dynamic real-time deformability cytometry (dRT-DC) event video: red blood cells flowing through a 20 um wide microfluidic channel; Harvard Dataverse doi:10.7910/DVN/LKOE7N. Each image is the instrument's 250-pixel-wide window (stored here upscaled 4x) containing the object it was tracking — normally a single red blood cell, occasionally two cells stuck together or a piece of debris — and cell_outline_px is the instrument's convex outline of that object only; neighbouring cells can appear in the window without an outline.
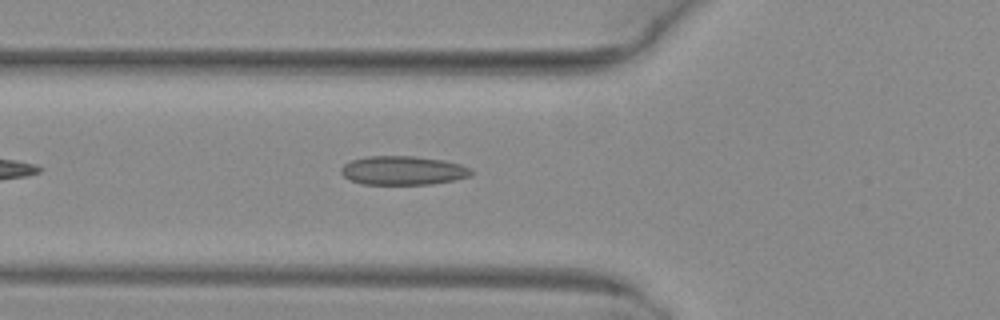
{"species": "common noctule bat (a hibernating species)", "species_latin": "Nyctalus noctula", "temperature_condition": "warm", "stored_images_in_passage": 38, "camera_frame_rate_fps": 3000, "um_per_image_px": 0.085, "animal": {"sex": "female", "body_mass_g": 29.2, "forearm_length_mm": 56.3}, "frame": {"image": 1, "passage_image": 6, "time_ms": 1.667, "image_size_px": [1000, 320], "cell_outline_px": [[472, 176], [432, 184], [364, 184], [348, 180], [340, 172], [340, 168], [344, 164], [352, 160], [368, 156], [416, 156], [444, 160], [460, 164], [472, 168]], "centroid_in_image_um": [34.25, 14.49], "position_along_channel_um": 91.5, "area_um2": 22.02}}
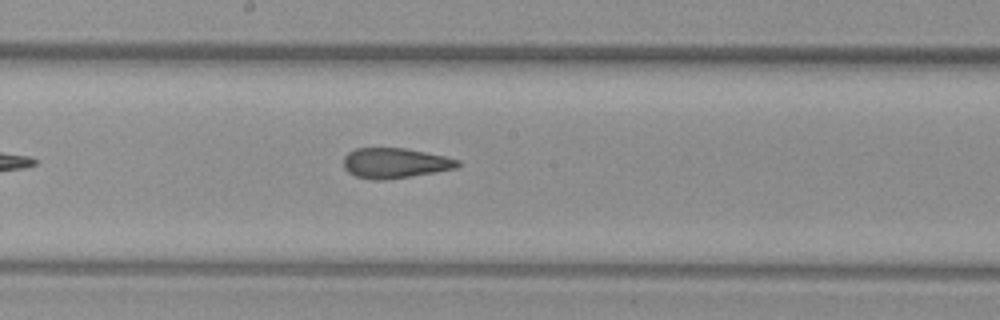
{"frame": {"image": 2, "passage_image": 15, "time_ms": 4.667, "image_size_px": [1000, 320], "cell_outline_px": [[460, 164], [456, 168], [436, 172], [412, 176], [384, 180], [372, 180], [356, 176], [348, 172], [344, 168], [344, 156], [348, 152], [356, 148], [404, 148], [444, 156], [460, 160]], "centroid_in_image_um": [33.56, 13.86], "position_along_channel_um": 214.6, "area_um2": 20.06}}
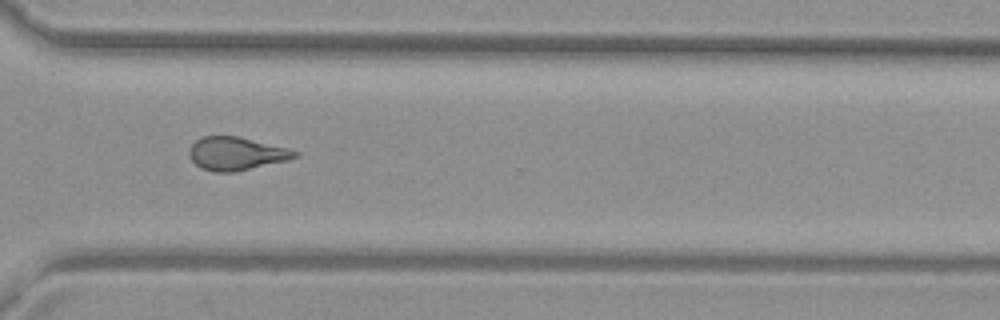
{"frame": {"image": 3, "passage_image": 25, "time_ms": 8.0, "image_size_px": [1000, 320], "cell_outline_px": [[300, 156], [288, 160], [232, 172], [216, 172], [200, 168], [188, 156], [188, 148], [200, 136], [236, 136], [288, 148], [300, 152]], "centroid_in_image_um": [20.06, 13.05], "position_along_channel_um": 350.5, "area_um2": 20.4}, "authors_computed_cell_mechanics": {"area_um2": 20.6346, "velocity_mm_per_s": 4.0959, "shape_relaxation_time_tau1_ms": null, "shape_relaxation_time_tau2_ms": 1.8916, "deformation_change_tau1": null, "deformation_change_tau2": 0.1062}}